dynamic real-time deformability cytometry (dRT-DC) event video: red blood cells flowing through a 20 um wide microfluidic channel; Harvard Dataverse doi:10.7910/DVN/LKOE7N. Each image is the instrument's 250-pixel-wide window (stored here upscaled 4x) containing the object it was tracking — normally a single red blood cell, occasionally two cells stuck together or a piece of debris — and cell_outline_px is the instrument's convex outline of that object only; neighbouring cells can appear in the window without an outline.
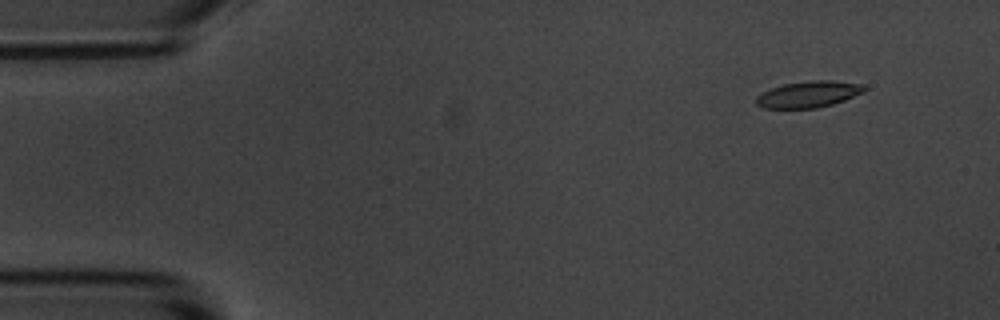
{"species": "common noctule bat (a hibernating species)", "species_latin": "Nyctalus noctula", "temperature_condition": "room temperature", "stored_images_in_passage": 5, "camera_frame_rate_fps": 3000, "um_per_image_px": 0.085, "animal": {"sex": "male", "body_mass_g": 20.1, "forearm_length_mm": 53.5}, "frame": {"image": 1, "passage_image": 5, "time_ms": 5.667, "image_size_px": [1000, 320], "cell_outline_px": [[868, 88], [864, 92], [844, 100], [832, 104], [816, 108], [764, 108], [756, 104], [756, 96], [772, 88], [784, 84], [812, 80], [832, 80], [864, 84]], "centroid_in_image_um": [68.77, 8.01], "position_along_channel_um": 16.2, "area_um2": 16.59}}